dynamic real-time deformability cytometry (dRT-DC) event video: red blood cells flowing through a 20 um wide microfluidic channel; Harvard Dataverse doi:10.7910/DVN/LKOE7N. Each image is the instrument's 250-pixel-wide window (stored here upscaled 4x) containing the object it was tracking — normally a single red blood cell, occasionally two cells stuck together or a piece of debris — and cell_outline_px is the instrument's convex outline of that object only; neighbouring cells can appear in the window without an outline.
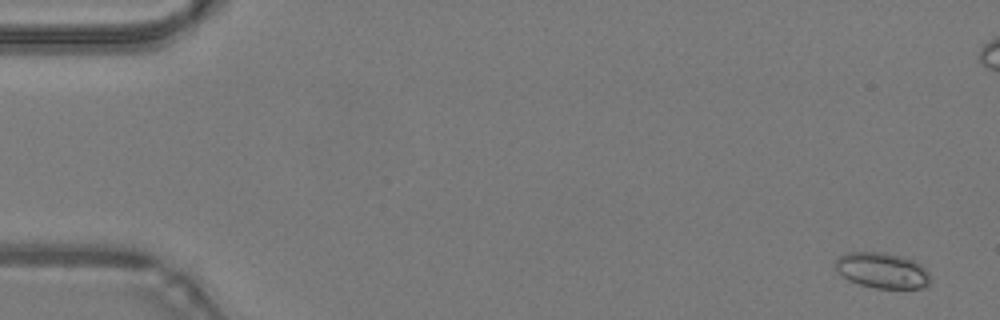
{"species": "common noctule bat (a hibernating species)", "species_latin": "Nyctalus noctula", "temperature_condition": "warm", "stored_images_in_passage": 13, "camera_frame_rate_fps": 3000, "um_per_image_px": 0.085, "animal": {"sex": "male", "body_mass_g": 19.2, "forearm_length_mm": 51.8}, "frame": {"image": 1, "passage_image": 1, "time_ms": 0.0, "image_size_px": [1000, 320], "cell_outline_px": [[928, 284], [924, 288], [876, 288], [860, 284], [848, 280], [836, 272], [836, 260], [844, 252], [884, 252], [916, 260], [928, 272]], "centroid_in_image_um": [74.96, 22.97], "position_along_channel_um": 10.0, "area_um2": 19.71}}